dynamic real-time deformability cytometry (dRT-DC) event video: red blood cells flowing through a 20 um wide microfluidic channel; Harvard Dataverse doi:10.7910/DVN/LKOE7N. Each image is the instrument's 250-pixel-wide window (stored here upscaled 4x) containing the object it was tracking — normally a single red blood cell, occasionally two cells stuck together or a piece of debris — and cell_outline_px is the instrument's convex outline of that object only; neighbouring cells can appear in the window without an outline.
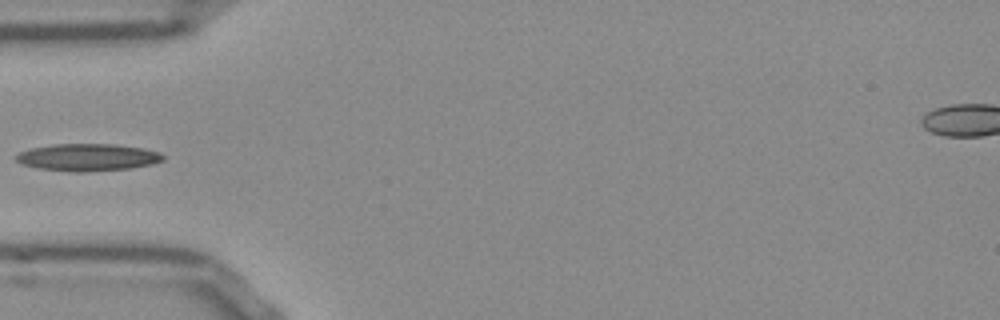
{"species": "Egyptian fruit bat (a non-hibernating species)", "species_latin": "Rousettus aegyptiacus", "temperature_condition": "room temperature", "stored_images_in_passage": 36, "camera_frame_rate_fps": 3000, "um_per_image_px": 0.085, "frame": {"image": 1, "passage_image": 1, "time_ms": 0.0, "image_size_px": [1000, 320], "cell_outline_px": [[164, 160], [152, 164], [132, 168], [84, 172], [68, 172], [36, 168], [24, 164], [16, 160], [12, 156], [28, 148], [52, 144], [116, 144], [144, 148], [160, 152], [164, 156]], "centroid_in_image_um": [7.44, 13.37], "position_along_channel_um": 77.6, "area_um2": 23.7}}
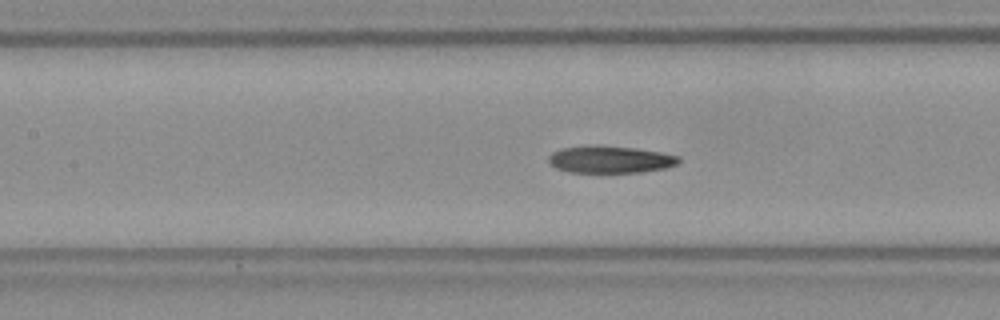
{"frame": {"image": 2, "passage_image": 7, "time_ms": 2.0, "image_size_px": [1000, 320], "cell_outline_px": [[680, 160], [676, 164], [664, 168], [640, 172], [572, 172], [556, 168], [548, 160], [548, 156], [552, 152], [560, 148], [592, 144], [596, 144], [636, 148], [660, 152], [680, 156]], "centroid_in_image_um": [51.84, 13.53], "position_along_channel_um": 155.6, "area_um2": 20.69}}
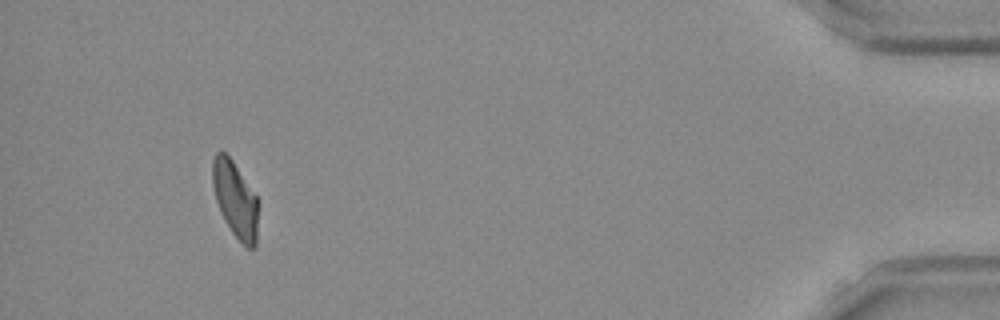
{"frame": {"image": 3, "passage_image": 33, "time_ms": 10.667, "image_size_px": [1000, 320], "cell_outline_px": [[260, 204], [256, 244], [252, 248], [248, 248], [232, 232], [224, 220], [220, 212], [216, 200], [212, 184], [212, 160], [216, 152], [224, 152], [232, 160], [260, 200]], "centroid_in_image_um": [20.03, 16.95], "position_along_channel_um": 415.2, "area_um2": 20.58}}